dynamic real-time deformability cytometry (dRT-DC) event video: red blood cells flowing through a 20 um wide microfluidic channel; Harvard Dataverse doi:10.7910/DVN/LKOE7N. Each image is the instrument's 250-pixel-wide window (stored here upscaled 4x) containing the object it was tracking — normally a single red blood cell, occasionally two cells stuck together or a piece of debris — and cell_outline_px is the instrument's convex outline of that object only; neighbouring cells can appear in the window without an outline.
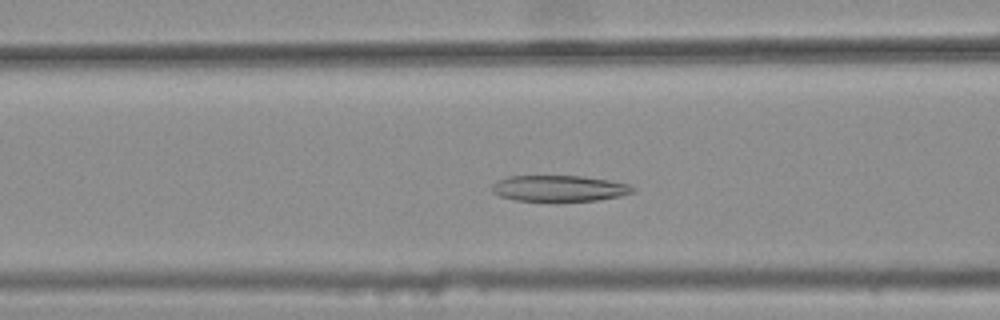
{"species": "common noctule bat (a hibernating species)", "species_latin": "Nyctalus noctula", "temperature_condition": "warm", "stored_images_in_passage": 36, "camera_frame_rate_fps": 3000, "um_per_image_px": 0.085, "animal": {"sex": "female", "body_mass_g": 25.1}, "frame": {"image": 1, "passage_image": 13, "time_ms": 4.0, "image_size_px": [1000, 320], "cell_outline_px": [[636, 188], [632, 192], [620, 196], [596, 200], [512, 200], [500, 196], [492, 192], [492, 184], [496, 180], [508, 176], [584, 176], [608, 180], [628, 184]], "centroid_in_image_um": [47.49, 15.99], "position_along_channel_um": 119.1, "area_um2": 21.15}}
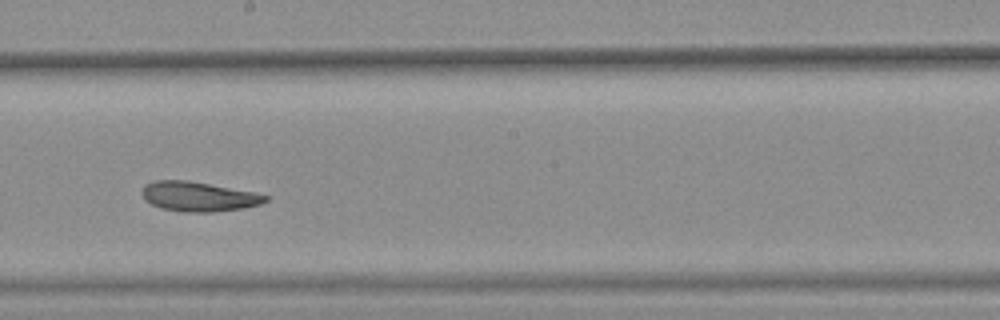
{"frame": {"image": 2, "passage_image": 22, "time_ms": 7.0, "image_size_px": [1000, 320], "cell_outline_px": [[272, 196], [268, 200], [260, 204], [244, 208], [212, 212], [184, 212], [160, 208], [144, 200], [140, 192], [144, 184], [152, 180], [188, 180], [256, 192]], "centroid_in_image_um": [16.87, 16.7], "position_along_channel_um": 231.3, "area_um2": 21.73}}
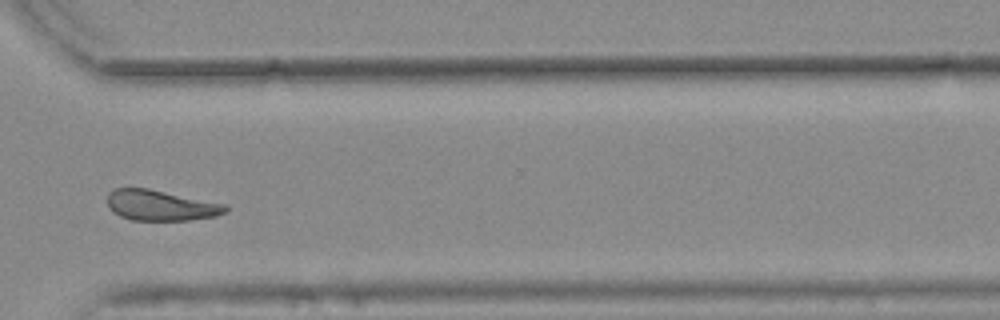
{"frame": {"image": 3, "passage_image": 32, "time_ms": 10.333, "image_size_px": [1000, 320], "cell_outline_px": [[228, 212], [216, 216], [188, 220], [132, 220], [120, 216], [112, 212], [108, 208], [108, 192], [116, 188], [148, 188], [228, 204]], "centroid_in_image_um": [13.68, 17.45], "position_along_channel_um": 356.9, "area_um2": 21.27}, "authors_computed_cell_mechanics": {"area_um2": 21.9351, "velocity_mm_per_s": 3.7548, "shape_relaxation_time_tau1_ms": null, "shape_relaxation_time_tau2_ms": 4.9192, "deformation_change_tau1": null, "deformation_change_tau2": 0.1151}}